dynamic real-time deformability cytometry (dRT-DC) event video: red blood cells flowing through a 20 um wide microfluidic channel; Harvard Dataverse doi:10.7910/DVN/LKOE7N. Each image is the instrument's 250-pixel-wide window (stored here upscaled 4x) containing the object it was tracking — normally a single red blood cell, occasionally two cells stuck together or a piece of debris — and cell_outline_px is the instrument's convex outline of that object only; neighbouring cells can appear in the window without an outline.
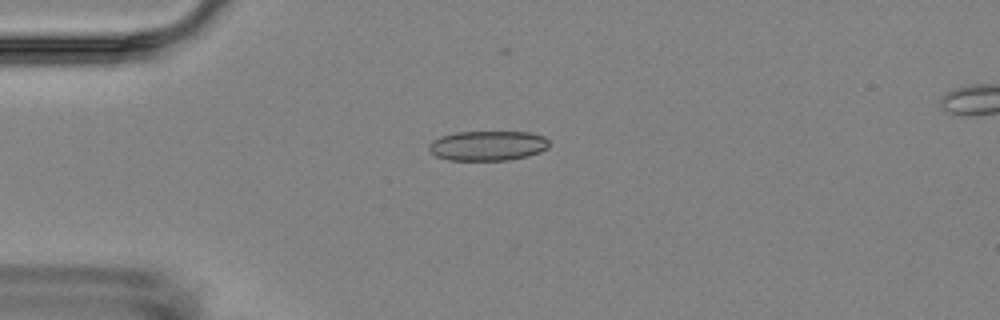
{"species": "Egyptian fruit bat (a non-hibernating species)", "species_latin": "Rousettus aegyptiacus", "temperature_condition": "room temperature", "stored_images_in_passage": 3, "camera_frame_rate_fps": 3000, "um_per_image_px": 0.085, "animal": {"sex": "female"}, "frame": {"image": 1, "passage_image": 1, "time_ms": 0.0, "image_size_px": [1000, 320], "cell_outline_px": [[548, 148], [540, 152], [528, 156], [508, 160], [448, 160], [436, 156], [428, 152], [428, 144], [432, 140], [440, 136], [456, 132], [528, 132], [544, 136], [548, 140]], "centroid_in_image_um": [41.42, 12.38], "position_along_channel_um": 43.6, "area_um2": 21.1}}